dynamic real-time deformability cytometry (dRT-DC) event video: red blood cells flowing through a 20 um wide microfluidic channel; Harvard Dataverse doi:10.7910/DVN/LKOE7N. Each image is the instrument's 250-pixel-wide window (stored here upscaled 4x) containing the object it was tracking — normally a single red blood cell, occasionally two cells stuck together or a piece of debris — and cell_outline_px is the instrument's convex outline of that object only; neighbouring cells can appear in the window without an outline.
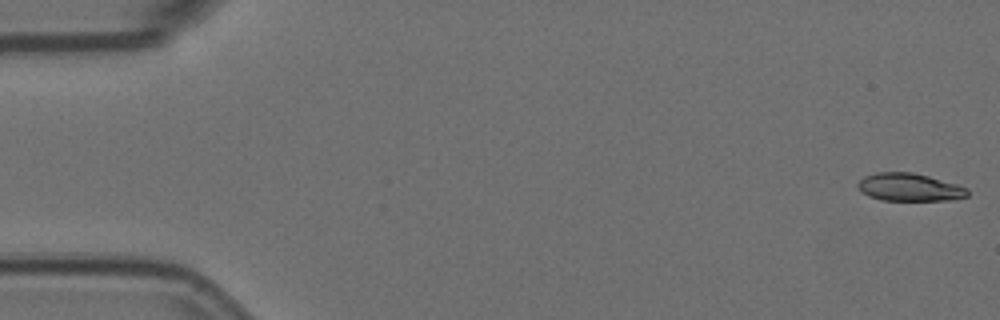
{"species": "Egyptian fruit bat (a non-hibernating species)", "species_latin": "Rousettus aegyptiacus", "temperature_condition": "room temperature", "stored_images_in_passage": 56, "camera_frame_rate_fps": 3000, "um_per_image_px": 0.085, "animal": {"sex": "female"}, "frame": {"image": 1, "passage_image": 1, "time_ms": 0.0, "image_size_px": [1000, 320], "cell_outline_px": [[968, 196], [952, 200], [880, 200], [868, 196], [860, 192], [856, 184], [864, 176], [876, 172], [912, 172], [928, 176], [956, 184], [968, 188]], "centroid_in_image_um": [77.27, 15.92], "position_along_channel_um": 7.7, "area_um2": 17.86}}
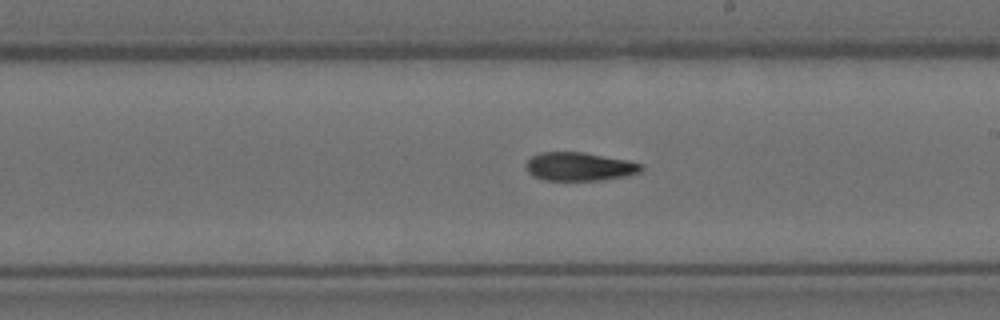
{"frame": {"image": 2, "passage_image": 32, "time_ms": 10.333, "image_size_px": [1000, 320], "cell_outline_px": [[644, 168], [640, 172], [628, 176], [604, 180], [544, 180], [532, 176], [528, 172], [524, 164], [532, 156], [540, 152], [584, 152], [628, 160], [644, 164]], "centroid_in_image_um": [49.27, 14.16], "position_along_channel_um": 239.7, "area_um2": 19.42}}
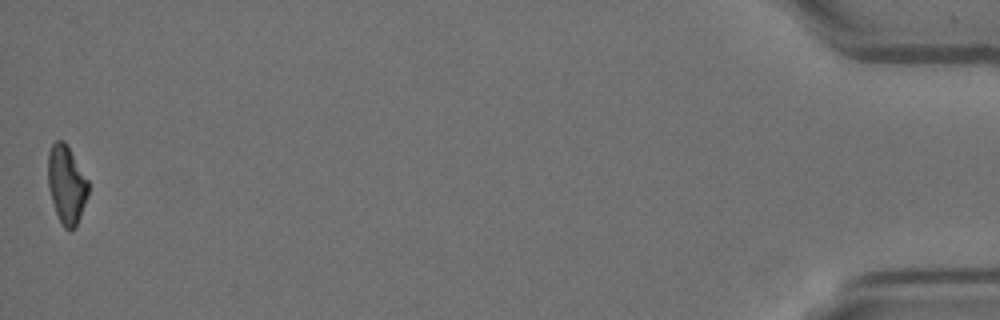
{"frame": {"image": 3, "passage_image": 56, "time_ms": 18.333, "image_size_px": [1000, 320], "cell_outline_px": [[88, 196], [76, 228], [64, 228], [60, 224], [52, 200], [48, 184], [48, 152], [52, 144], [56, 140], [64, 140], [88, 180]], "centroid_in_image_um": [5.65, 15.69], "position_along_channel_um": 429.5, "area_um2": 18.26}, "authors_computed_cell_mechanics": {"area_um2": 19.4208, "velocity_mm_per_s": 3.5969, "shape_relaxation_time_tau1_ms": null, "shape_relaxation_time_tau2_ms": 9.0454, "deformation_change_tau1": null, "deformation_change_tau2": 0.1629}}